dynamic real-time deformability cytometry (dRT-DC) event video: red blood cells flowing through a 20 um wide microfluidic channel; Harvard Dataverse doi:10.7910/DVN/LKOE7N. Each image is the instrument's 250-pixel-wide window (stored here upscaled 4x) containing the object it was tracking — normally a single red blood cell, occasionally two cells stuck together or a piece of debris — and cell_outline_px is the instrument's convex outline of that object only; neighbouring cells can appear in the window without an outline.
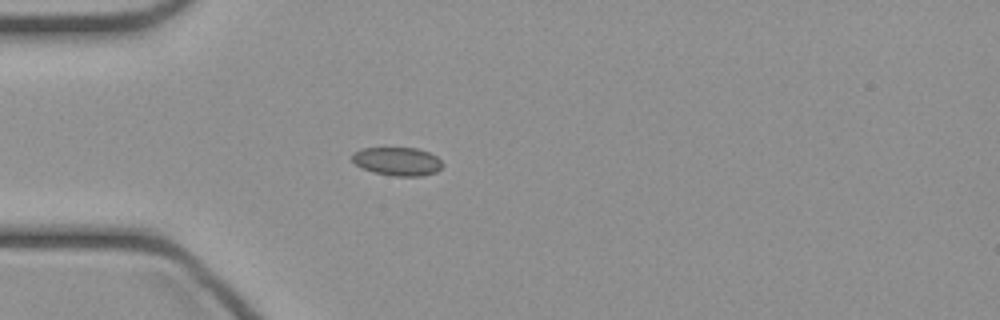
{"species": "common noctule bat (a hibernating species)", "species_latin": "Nyctalus noctula", "temperature_condition": "cold", "stored_images_in_passage": 35, "camera_frame_rate_fps": 3000, "um_per_image_px": 0.085, "animal": {"sex": "female", "body_mass_g": 21.9}, "frame": {"image": 1, "passage_image": 1, "time_ms": 0.0, "image_size_px": [1000, 320], "cell_outline_px": [[444, 164], [436, 172], [420, 176], [392, 176], [372, 172], [360, 168], [352, 160], [352, 152], [360, 148], [416, 148], [428, 152], [436, 156]], "centroid_in_image_um": [33.74, 13.72], "position_along_channel_um": 51.3, "area_um2": 15.09}}
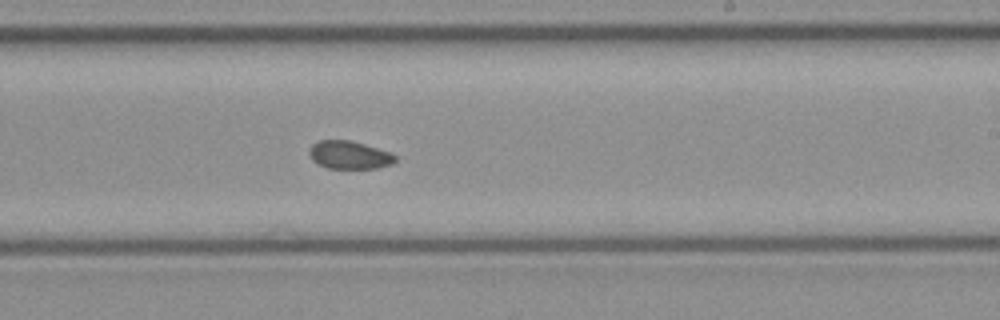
{"frame": {"image": 2, "passage_image": 16, "time_ms": 5.0, "image_size_px": [1000, 320], "cell_outline_px": [[396, 160], [392, 164], [376, 168], [328, 168], [312, 160], [308, 152], [308, 148], [316, 140], [352, 140], [392, 152], [396, 156]], "centroid_in_image_um": [29.69, 13.15], "position_along_channel_um": 259.3, "area_um2": 14.22}}
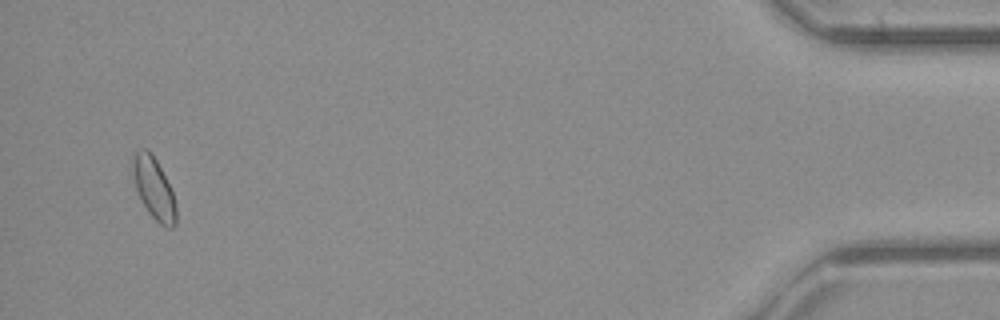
{"frame": {"image": 3, "passage_image": 33, "time_ms": 10.667, "image_size_px": [1000, 320], "cell_outline_px": [[176, 224], [172, 228], [168, 228], [160, 224], [148, 212], [140, 200], [128, 176], [132, 156], [140, 148], [148, 148], [156, 160], [172, 192], [176, 204]], "centroid_in_image_um": [12.98, 15.97], "position_along_channel_um": 422.2, "area_um2": 16.18}}